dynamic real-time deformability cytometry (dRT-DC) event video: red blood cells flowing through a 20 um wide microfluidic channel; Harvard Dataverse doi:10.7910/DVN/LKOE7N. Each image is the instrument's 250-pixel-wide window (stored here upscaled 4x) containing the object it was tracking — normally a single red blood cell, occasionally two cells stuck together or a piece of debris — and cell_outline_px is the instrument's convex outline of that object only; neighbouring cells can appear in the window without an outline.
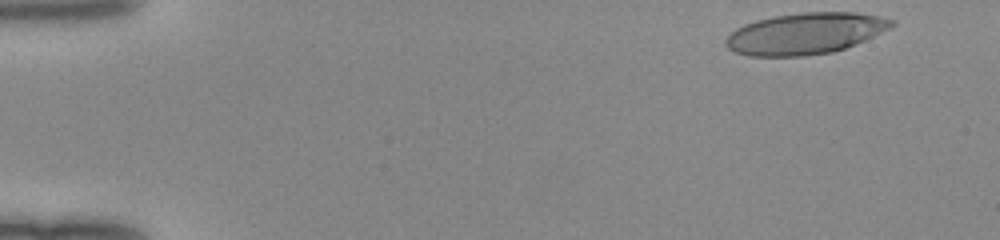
{"species": "human", "species_latin": "Homo sapiens", "temperature_condition": "room temperature", "stored_images_in_passage": 46, "camera_frame_rate_fps": 3000, "um_per_image_px": 0.085, "donor": {"sex": "female"}, "frame": {"image": 1, "passage_image": 1, "time_ms": 0.0, "image_size_px": [1000, 240], "cell_outline_px": [[896, 24], [856, 44], [832, 52], [804, 56], [748, 56], [736, 52], [728, 48], [724, 44], [724, 40], [736, 28], [744, 24], [756, 20], [772, 16], [804, 12], [856, 12], [880, 16], [896, 20]], "centroid_in_image_um": [68.43, 2.84], "position_along_channel_um": 16.6, "area_um2": 39.94}}
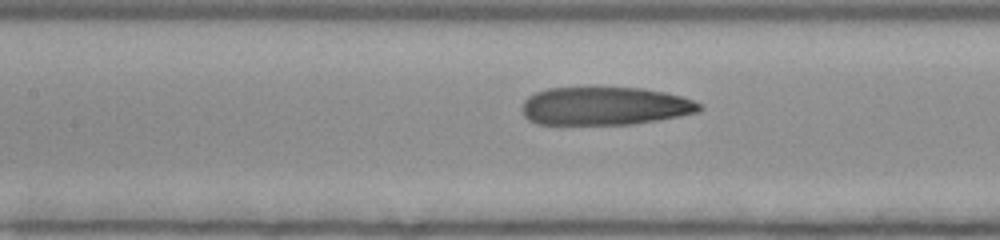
{"frame": {"image": 2, "passage_image": 20, "time_ms": 6.333, "image_size_px": [1000, 240], "cell_outline_px": [[704, 108], [700, 112], [680, 116], [632, 124], [536, 124], [528, 120], [524, 116], [520, 108], [524, 100], [528, 96], [536, 92], [548, 88], [644, 88], [664, 92], [680, 96], [692, 100], [700, 104]], "centroid_in_image_um": [51.39, 9.02], "position_along_channel_um": 156.0, "area_um2": 39.54}}
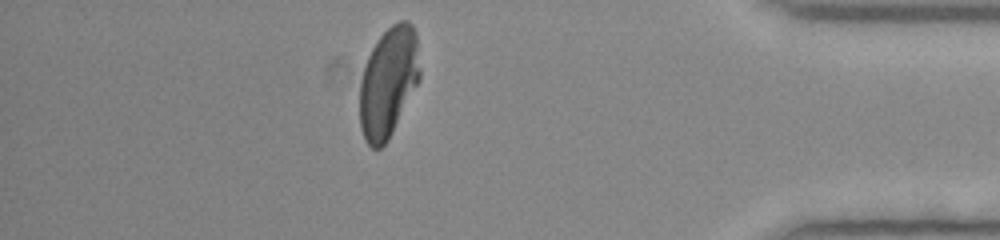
{"frame": {"image": 3, "passage_image": 40, "time_ms": 13.0, "image_size_px": [1000, 240], "cell_outline_px": [[420, 80], [388, 140], [380, 148], [372, 148], [364, 140], [360, 128], [360, 84], [364, 68], [368, 56], [372, 48], [380, 36], [392, 24], [400, 20], [408, 20], [412, 24], [416, 32], [420, 68]], "centroid_in_image_um": [33.02, 6.98], "position_along_channel_um": 402.2, "area_um2": 38.67}}